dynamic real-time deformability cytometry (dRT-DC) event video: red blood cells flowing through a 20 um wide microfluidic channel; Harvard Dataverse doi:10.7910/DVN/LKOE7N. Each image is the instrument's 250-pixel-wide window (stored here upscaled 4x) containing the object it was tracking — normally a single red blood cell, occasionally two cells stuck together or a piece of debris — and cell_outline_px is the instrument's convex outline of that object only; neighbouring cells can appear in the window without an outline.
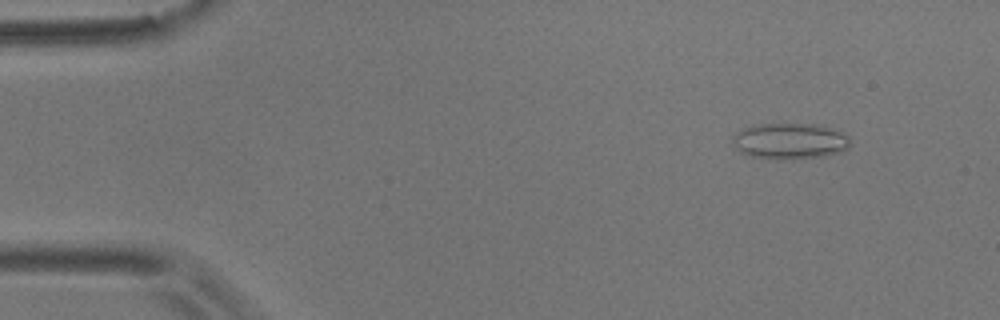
{"species": "common noctule bat (a hibernating species)", "species_latin": "Nyctalus noctula", "temperature_condition": "room temperature", "stored_images_in_passage": 4, "camera_frame_rate_fps": 3000, "um_per_image_px": 0.085, "animal": {"sex": "male", "body_mass_g": 17.9}, "frame": {"image": 1, "passage_image": 1, "time_ms": 0.0, "image_size_px": [1000, 320], "cell_outline_px": [[848, 148], [836, 152], [820, 156], [792, 160], [776, 160], [752, 156], [740, 152], [736, 148], [732, 140], [732, 136], [736, 132], [744, 128], [760, 124], [816, 124], [832, 128], [848, 136]], "centroid_in_image_um": [67.08, 12.0], "position_along_channel_um": 17.9, "area_um2": 24.57}}